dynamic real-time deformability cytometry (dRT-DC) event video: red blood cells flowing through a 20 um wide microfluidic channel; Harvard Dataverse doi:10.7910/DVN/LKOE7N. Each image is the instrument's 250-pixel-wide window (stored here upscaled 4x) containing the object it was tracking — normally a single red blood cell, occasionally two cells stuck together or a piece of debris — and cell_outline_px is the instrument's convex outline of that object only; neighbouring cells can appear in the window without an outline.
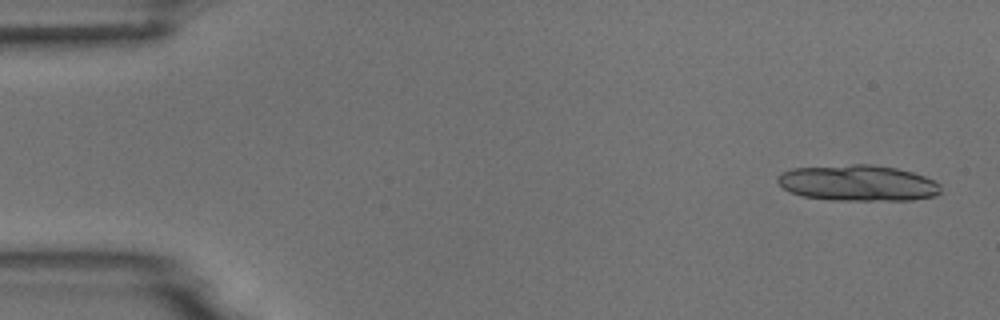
{"species": "common noctule bat (a hibernating species)", "species_latin": "Nyctalus noctula", "temperature_condition": "room temperature", "stored_images_in_passage": 4, "camera_frame_rate_fps": 3000, "um_per_image_px": 0.085, "animal": {"sex": "male", "body_mass_g": 18.8}, "frame": {"image": 1, "passage_image": 1, "time_ms": 0.0, "image_size_px": [1000, 320], "cell_outline_px": [[940, 192], [936, 196], [912, 200], [828, 200], [800, 196], [784, 188], [776, 180], [776, 176], [780, 172], [792, 168], [852, 164], [872, 164], [896, 168], [912, 172], [924, 176], [940, 184]], "centroid_in_image_um": [72.89, 15.56], "position_along_channel_um": 12.1, "area_um2": 34.45}}